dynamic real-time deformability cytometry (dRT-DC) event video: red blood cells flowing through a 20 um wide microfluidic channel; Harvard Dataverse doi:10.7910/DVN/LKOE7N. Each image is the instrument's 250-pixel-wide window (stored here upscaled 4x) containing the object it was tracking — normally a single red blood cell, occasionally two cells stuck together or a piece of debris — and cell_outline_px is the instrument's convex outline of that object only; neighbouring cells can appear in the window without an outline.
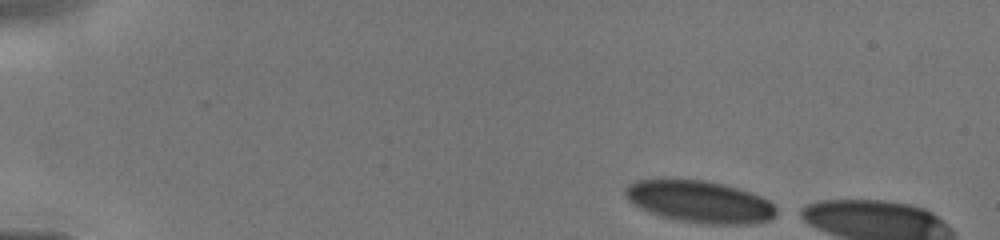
{"species": "human", "species_latin": "Homo sapiens", "temperature_condition": "cold", "stored_images_in_passage": 6, "camera_frame_rate_fps": 3000, "um_per_image_px": 0.085, "donor": {"sex": "male"}, "frame": {"image": 1, "passage_image": 1, "time_ms": 0.0, "image_size_px": [1000, 240], "cell_outline_px": [[776, 216], [768, 220], [756, 224], [712, 224], [680, 220], [660, 216], [640, 208], [628, 200], [624, 192], [624, 188], [628, 184], [636, 180], [704, 180], [724, 184], [760, 196], [768, 200], [776, 208]], "centroid_in_image_um": [59.47, 17.15], "position_along_channel_um": 25.5, "area_um2": 36.59}}